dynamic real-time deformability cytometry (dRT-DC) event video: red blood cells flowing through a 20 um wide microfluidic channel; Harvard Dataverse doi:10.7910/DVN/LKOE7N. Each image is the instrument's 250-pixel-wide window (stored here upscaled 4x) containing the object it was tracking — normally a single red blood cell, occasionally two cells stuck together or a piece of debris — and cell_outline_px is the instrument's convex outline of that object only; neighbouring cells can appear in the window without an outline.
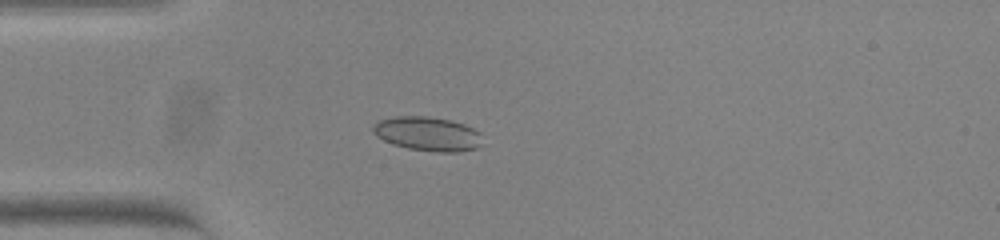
{"species": "common noctule bat (a hibernating species)", "species_latin": "Nyctalus noctula", "temperature_condition": "warm", "stored_images_in_passage": 36, "camera_frame_rate_fps": 3000, "um_per_image_px": 0.085, "animal": {"sex": "female", "body_mass_g": 23.0, "forearm_length_mm": 53.4}, "frame": {"image": 1, "passage_image": 1, "time_ms": 0.0, "image_size_px": [1000, 240], "cell_outline_px": [[480, 144], [476, 148], [456, 152], [440, 152], [408, 148], [392, 144], [376, 136], [372, 132], [372, 124], [380, 120], [396, 116], [424, 116], [448, 120], [464, 124], [480, 132]], "centroid_in_image_um": [36.3, 11.37], "position_along_channel_um": 48.7, "area_um2": 21.56}}
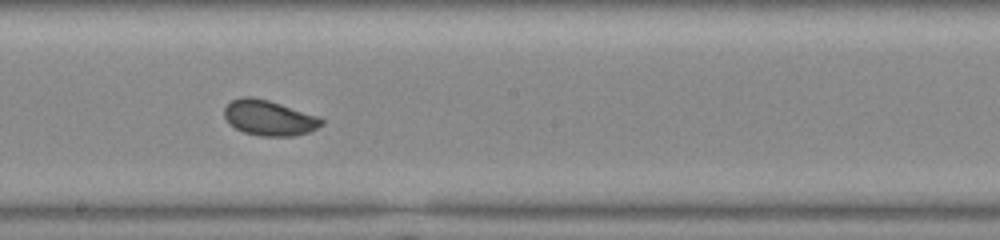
{"frame": {"image": 2, "passage_image": 16, "time_ms": 5.0, "image_size_px": [1000, 240], "cell_outline_px": [[324, 124], [308, 132], [292, 136], [260, 136], [244, 132], [236, 128], [224, 116], [224, 108], [232, 100], [240, 96], [252, 96], [268, 100], [320, 116], [324, 120]], "centroid_in_image_um": [22.9, 10.01], "position_along_channel_um": 225.3, "area_um2": 20.0}}
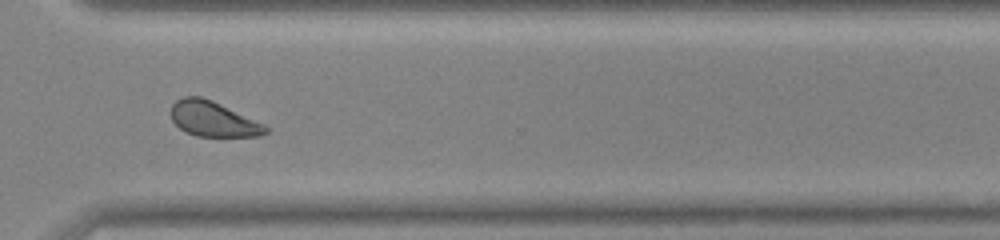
{"frame": {"image": 3, "passage_image": 26, "time_ms": 8.333, "image_size_px": [1000, 240], "cell_outline_px": [[268, 132], [260, 136], [196, 136], [180, 128], [172, 120], [172, 104], [176, 100], [184, 96], [200, 96], [212, 100], [264, 124], [268, 128]], "centroid_in_image_um": [18.12, 10.11], "position_along_channel_um": 352.5, "area_um2": 19.13}, "authors_computed_cell_mechanics": {"area_um2": 20.1433, "velocity_mm_per_s": 3.8091, "shape_relaxation_time_tau1_ms": null, "shape_relaxation_time_tau2_ms": 0.9137, "deformation_change_tau1": null, "deformation_change_tau2": 0.0622}}